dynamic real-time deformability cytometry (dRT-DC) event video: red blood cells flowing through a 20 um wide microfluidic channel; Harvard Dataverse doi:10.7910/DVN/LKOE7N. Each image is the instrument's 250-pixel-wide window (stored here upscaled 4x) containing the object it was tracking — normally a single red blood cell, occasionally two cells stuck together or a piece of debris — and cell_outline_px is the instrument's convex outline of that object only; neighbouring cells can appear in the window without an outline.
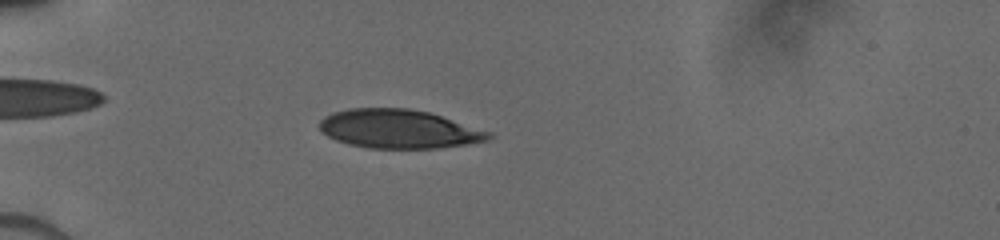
{"species": "human", "species_latin": "Homo sapiens", "temperature_condition": "cold", "stored_images_in_passage": 21, "camera_frame_rate_fps": 3000, "um_per_image_px": 0.085, "donor": {"sex": "male"}, "frame": {"image": 1, "passage_image": 17, "time_ms": 4.667, "image_size_px": [1000, 240], "cell_outline_px": [[492, 136], [488, 140], [464, 144], [436, 148], [372, 148], [348, 144], [336, 140], [320, 132], [320, 120], [324, 116], [332, 112], [348, 108], [408, 108], [428, 112], [492, 132]], "centroid_in_image_um": [33.85, 10.95], "position_along_channel_um": 51.1, "area_um2": 38.09}}